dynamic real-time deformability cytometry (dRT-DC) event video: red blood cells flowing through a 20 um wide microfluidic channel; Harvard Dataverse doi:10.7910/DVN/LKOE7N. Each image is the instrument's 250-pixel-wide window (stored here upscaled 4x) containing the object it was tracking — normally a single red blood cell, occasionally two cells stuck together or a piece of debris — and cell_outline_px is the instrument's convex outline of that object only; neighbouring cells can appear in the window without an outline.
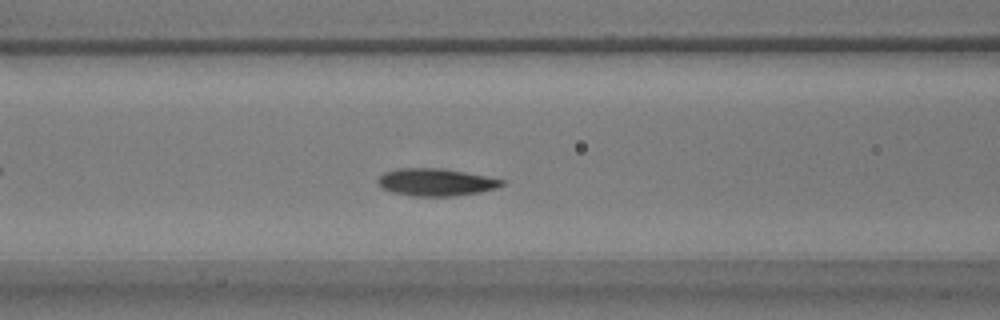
{"species": "common noctule bat (a hibernating species)", "species_latin": "Nyctalus noctula", "temperature_condition": "warm", "stored_images_in_passage": 48, "camera_frame_rate_fps": 3000, "um_per_image_px": 0.085, "animal": {"sex": "male", "body_mass_g": 17.9}, "frame": {"image": 1, "passage_image": 16, "time_ms": 5.0, "image_size_px": [1000, 320], "cell_outline_px": [[504, 184], [496, 188], [480, 192], [452, 196], [412, 196], [392, 192], [384, 188], [376, 180], [384, 172], [400, 168], [440, 168], [464, 172], [504, 180]], "centroid_in_image_um": [37.03, 15.49], "position_along_channel_um": 129.6, "area_um2": 19.54}}
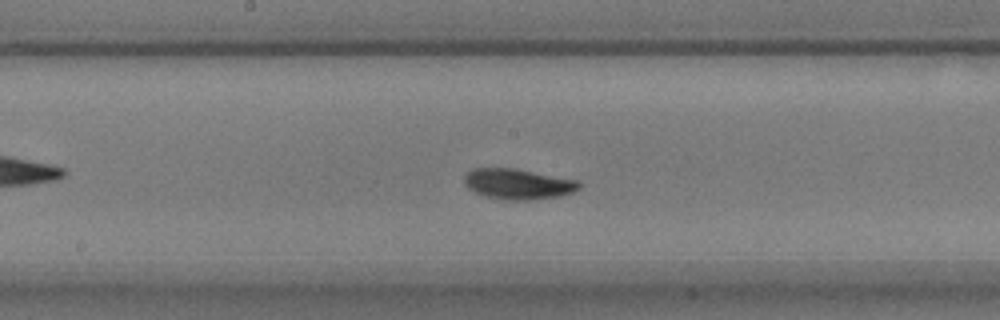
{"frame": {"image": 2, "passage_image": 22, "time_ms": 7.0, "image_size_px": [1000, 320], "cell_outline_px": [[580, 188], [572, 192], [560, 196], [528, 200], [504, 200], [484, 196], [468, 188], [464, 184], [464, 176], [472, 168], [516, 168], [576, 180], [580, 184]], "centroid_in_image_um": [43.99, 15.64], "position_along_channel_um": 204.2, "area_um2": 20.4}}
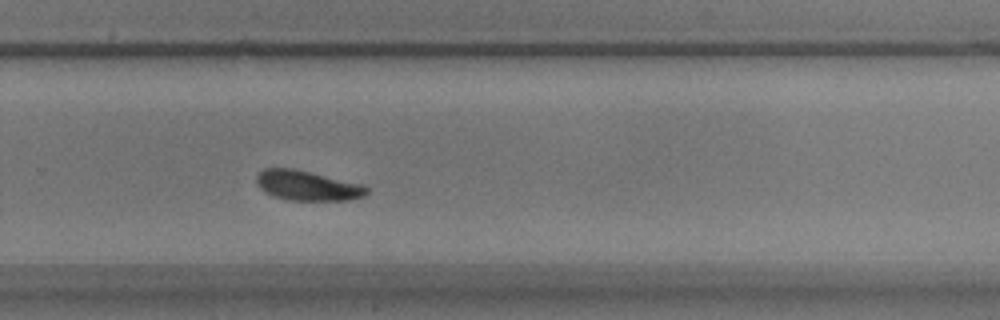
{"frame": {"image": 3, "passage_image": 30, "time_ms": 9.667, "image_size_px": [1000, 320], "cell_outline_px": [[368, 192], [364, 196], [348, 200], [288, 200], [264, 192], [256, 184], [256, 176], [264, 168], [296, 168], [364, 184], [368, 188]], "centroid_in_image_um": [26.14, 15.76], "position_along_channel_um": 303.7, "area_um2": 19.42}, "authors_computed_cell_mechanics": {"area_um2": 19.2763, "velocity_mm_per_s": 3.7444, "shape_relaxation_time_tau1_ms": 5.8931, "shape_relaxation_time_tau2_ms": null, "deformation_change_tau1": 0.1718, "deformation_change_tau2": null}}